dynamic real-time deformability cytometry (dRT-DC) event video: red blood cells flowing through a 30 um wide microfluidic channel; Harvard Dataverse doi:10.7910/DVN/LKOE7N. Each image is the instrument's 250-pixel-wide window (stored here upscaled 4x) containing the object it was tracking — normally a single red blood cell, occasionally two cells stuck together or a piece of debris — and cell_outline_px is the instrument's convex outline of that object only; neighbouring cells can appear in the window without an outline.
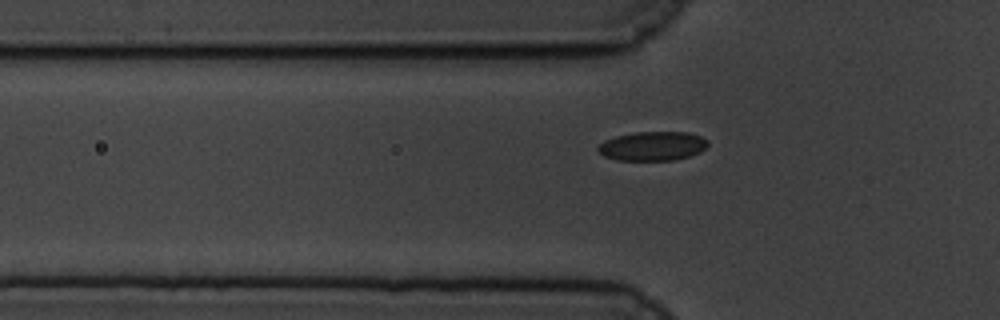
{"species": "common noctule bat (a hibernating species)", "species_latin": "Nyctalus noctula", "temperature_condition": "cold", "stored_images_in_passage": 45, "camera_frame_rate_fps": 3000, "um_per_image_px": 0.085, "animal": {"sex": "male", "body_mass_g": 19.5, "forearm_length_mm": 54.6}, "frame": {"image": 1, "passage_image": 12, "time_ms": 3.667, "image_size_px": [1000, 320], "cell_outline_px": [[708, 144], [700, 152], [688, 156], [672, 160], [616, 160], [604, 156], [596, 148], [604, 140], [616, 136], [636, 132], [688, 132], [700, 136], [708, 140]], "centroid_in_image_um": [55.45, 12.41], "position_along_channel_um": 70.3, "area_um2": 18.55}}
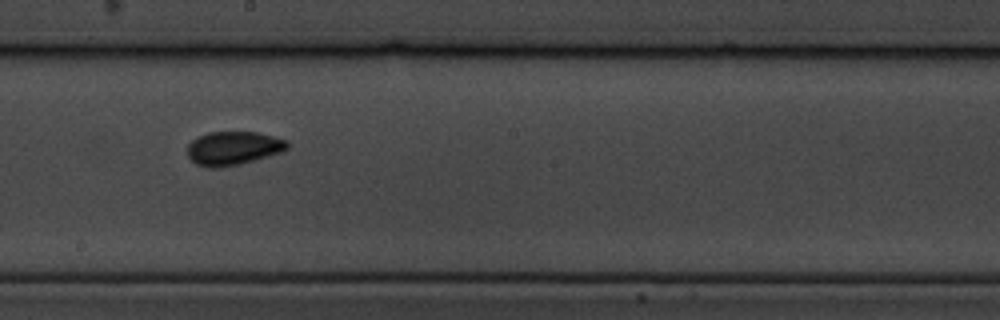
{"frame": {"image": 2, "passage_image": 26, "time_ms": 8.333, "image_size_px": [1000, 320], "cell_outline_px": [[288, 148], [284, 152], [240, 164], [220, 168], [208, 168], [196, 164], [188, 156], [188, 144], [192, 140], [208, 132], [256, 132], [288, 140]], "centroid_in_image_um": [19.84, 12.61], "position_along_channel_um": 228.4, "area_um2": 19.71}}
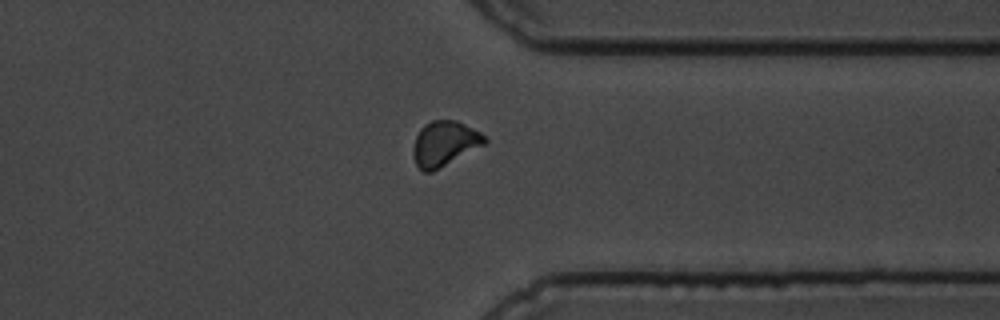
{"frame": {"image": 3, "passage_image": 39, "time_ms": 12.667, "image_size_px": [1000, 320], "cell_outline_px": [[488, 140], [484, 144], [432, 172], [424, 172], [416, 164], [412, 156], [412, 148], [416, 136], [420, 128], [424, 124], [432, 120], [456, 120], [480, 132]], "centroid_in_image_um": [37.74, 12.2], "position_along_channel_um": 373.7, "area_um2": 18.61}}